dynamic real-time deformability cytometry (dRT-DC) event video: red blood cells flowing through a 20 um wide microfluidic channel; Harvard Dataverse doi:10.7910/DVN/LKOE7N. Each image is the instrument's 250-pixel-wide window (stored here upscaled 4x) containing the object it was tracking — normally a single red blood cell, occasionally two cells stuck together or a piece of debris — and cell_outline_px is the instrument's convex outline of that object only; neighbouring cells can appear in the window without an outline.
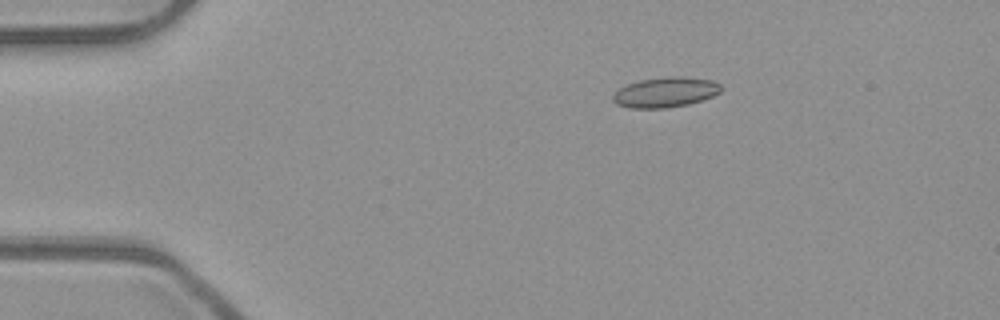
{"species": "common noctule bat (a hibernating species)", "species_latin": "Nyctalus noctula", "temperature_condition": "room temperature", "stored_images_in_passage": 2, "camera_frame_rate_fps": 3000, "um_per_image_px": 0.085, "animal": {"sex": "male", "body_mass_g": 23.1, "forearm_length_mm": 52.7}, "frame": {"image": 1, "passage_image": 1, "time_ms": 0.0, "image_size_px": [1000, 320], "cell_outline_px": [[720, 92], [712, 96], [688, 104], [664, 108], [628, 108], [616, 104], [612, 100], [612, 96], [620, 88], [628, 84], [640, 80], [668, 76], [684, 76], [712, 80], [720, 84]], "centroid_in_image_um": [56.54, 7.83], "position_along_channel_um": 28.5, "area_um2": 18.9}}